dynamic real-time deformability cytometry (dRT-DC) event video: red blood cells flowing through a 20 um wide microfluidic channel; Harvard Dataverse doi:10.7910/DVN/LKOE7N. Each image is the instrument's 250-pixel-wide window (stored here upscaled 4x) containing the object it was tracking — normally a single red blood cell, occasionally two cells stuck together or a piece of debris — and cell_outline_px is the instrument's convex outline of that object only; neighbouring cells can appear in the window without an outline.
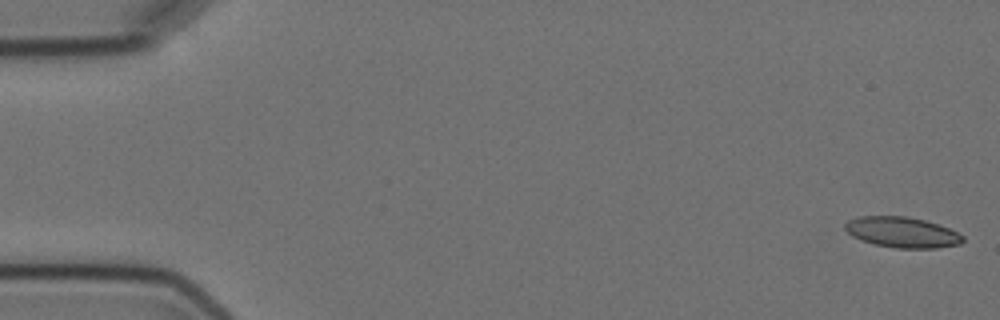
{"species": "Egyptian fruit bat (a non-hibernating species)", "species_latin": "Rousettus aegyptiacus", "temperature_condition": "cold", "stored_images_in_passage": 5, "camera_frame_rate_fps": 3000, "um_per_image_px": 0.085, "animal": {"sex": "female"}, "frame": {"image": 1, "passage_image": 1, "time_ms": 0.0, "image_size_px": [1000, 320], "cell_outline_px": [[964, 240], [960, 244], [936, 248], [896, 248], [876, 244], [860, 240], [852, 236], [844, 228], [844, 224], [848, 220], [860, 216], [908, 216], [940, 224], [964, 236]], "centroid_in_image_um": [76.68, 19.74], "position_along_channel_um": 8.3, "area_um2": 21.04}}
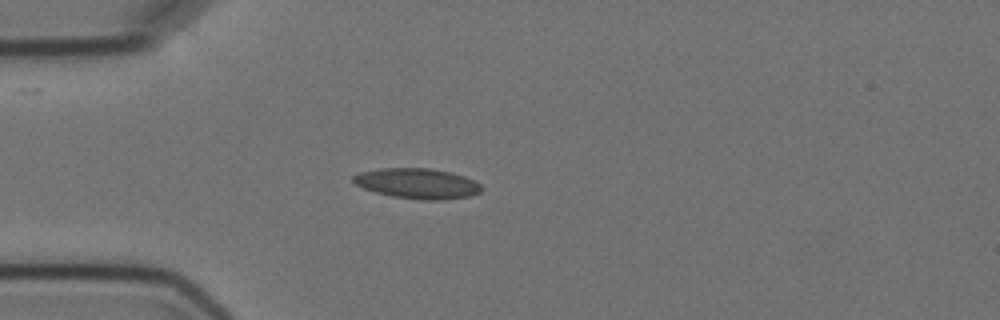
{"frame": {"image": 2, "passage_image": 5, "time_ms": 4.667, "image_size_px": [1000, 320], "cell_outline_px": [[480, 192], [472, 196], [444, 200], [424, 200], [392, 196], [376, 192], [364, 188], [356, 184], [352, 180], [352, 176], [360, 172], [380, 168], [428, 168], [452, 172], [464, 176], [480, 184]], "centroid_in_image_um": [35.48, 15.59], "position_along_channel_um": 49.5, "area_um2": 22.6}}